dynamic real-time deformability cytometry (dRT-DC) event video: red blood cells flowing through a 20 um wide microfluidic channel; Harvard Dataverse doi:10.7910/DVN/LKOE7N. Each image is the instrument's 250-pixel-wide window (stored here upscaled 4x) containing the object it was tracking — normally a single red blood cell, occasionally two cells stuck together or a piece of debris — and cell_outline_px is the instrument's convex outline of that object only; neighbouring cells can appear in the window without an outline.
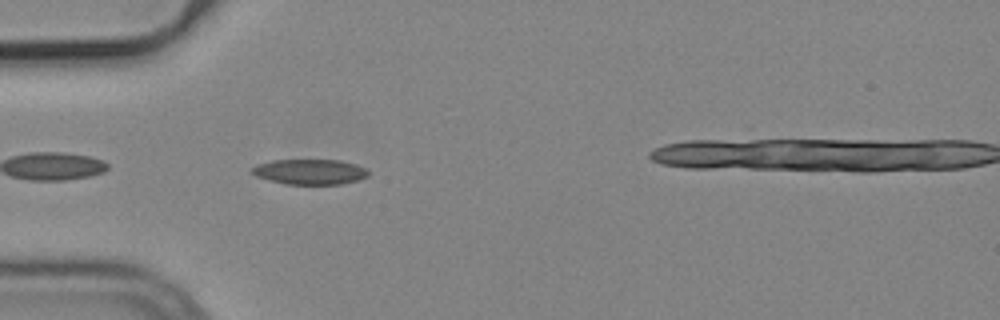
{"species": "common noctule bat (a hibernating species)", "species_latin": "Nyctalus noctula", "temperature_condition": "cold", "stored_images_in_passage": 5, "camera_frame_rate_fps": 3000, "um_per_image_px": 0.085, "animal": {"sex": "male", "body_mass_g": 19.2, "forearm_length_mm": 51.8}, "frame": {"image": 1, "passage_image": 2, "time_ms": 0.333, "image_size_px": [1000, 320], "cell_outline_px": [[368, 176], [356, 180], [340, 184], [284, 184], [268, 180], [256, 176], [252, 172], [252, 168], [256, 164], [272, 160], [340, 160], [356, 164], [364, 168], [368, 172]], "centroid_in_image_um": [26.31, 14.6], "position_along_channel_um": 58.7, "area_um2": 17.05}}